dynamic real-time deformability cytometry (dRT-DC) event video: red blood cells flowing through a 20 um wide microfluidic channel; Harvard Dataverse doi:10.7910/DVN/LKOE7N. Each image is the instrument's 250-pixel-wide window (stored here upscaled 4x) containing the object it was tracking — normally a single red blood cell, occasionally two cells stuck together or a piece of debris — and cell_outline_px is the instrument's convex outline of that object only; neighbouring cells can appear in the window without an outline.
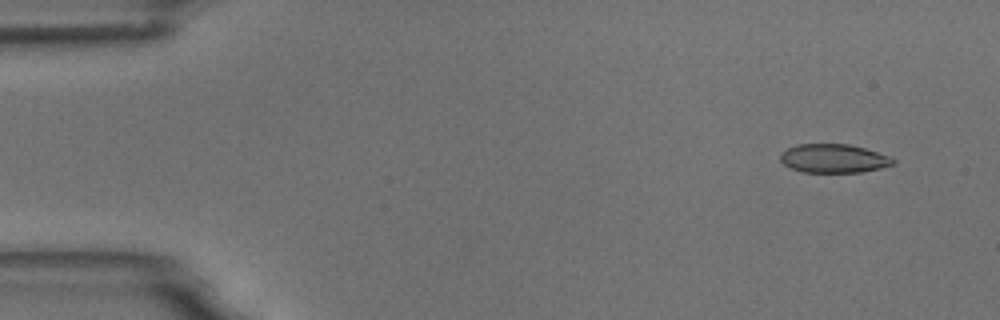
{"species": "common noctule bat (a hibernating species)", "species_latin": "Nyctalus noctula", "temperature_condition": "room temperature", "stored_images_in_passage": 5, "camera_frame_rate_fps": 3000, "um_per_image_px": 0.085, "animal": {"sex": "male", "body_mass_g": 18.8}, "frame": {"image": 1, "passage_image": 1, "time_ms": 0.0, "image_size_px": [1000, 320], "cell_outline_px": [[896, 164], [880, 168], [860, 172], [804, 172], [792, 168], [784, 164], [780, 160], [780, 152], [796, 144], [848, 144], [864, 148], [892, 156], [896, 160]], "centroid_in_image_um": [70.89, 13.46], "position_along_channel_um": 14.1, "area_um2": 18.96}}
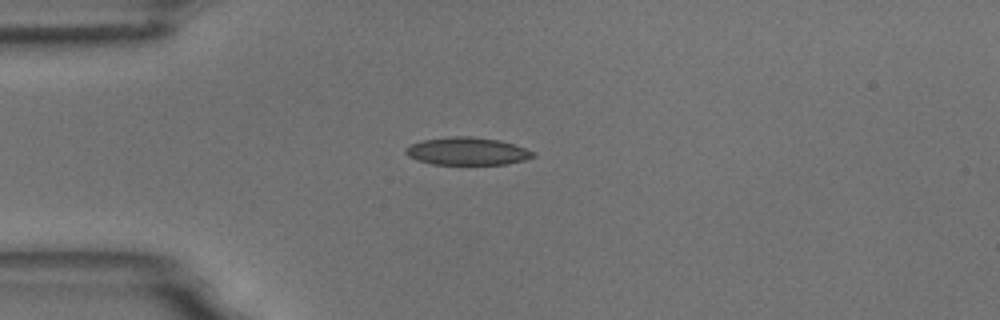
{"frame": {"image": 2, "passage_image": 4, "time_ms": 3.333, "image_size_px": [1000, 320], "cell_outline_px": [[536, 156], [524, 160], [504, 164], [432, 164], [416, 160], [408, 156], [404, 152], [404, 148], [412, 144], [424, 140], [452, 136], [472, 136], [500, 140], [524, 148], [532, 152]], "centroid_in_image_um": [39.67, 12.85], "position_along_channel_um": 45.3, "area_um2": 20.4}}
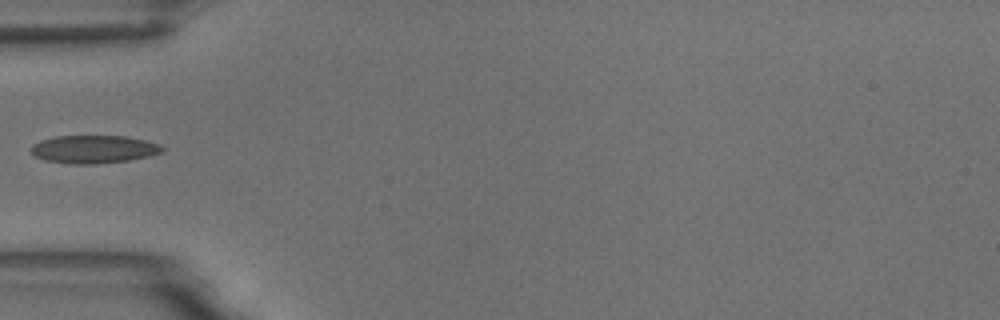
{"frame": {"image": 3, "passage_image": 5, "time_ms": 4.667, "image_size_px": [1000, 320], "cell_outline_px": [[164, 148], [160, 152], [148, 156], [128, 160], [96, 164], [68, 164], [44, 160], [36, 156], [32, 152], [32, 144], [40, 140], [56, 136], [124, 136], [144, 140], [160, 144]], "centroid_in_image_um": [7.94, 12.69], "position_along_channel_um": 77.1, "area_um2": 21.27}}